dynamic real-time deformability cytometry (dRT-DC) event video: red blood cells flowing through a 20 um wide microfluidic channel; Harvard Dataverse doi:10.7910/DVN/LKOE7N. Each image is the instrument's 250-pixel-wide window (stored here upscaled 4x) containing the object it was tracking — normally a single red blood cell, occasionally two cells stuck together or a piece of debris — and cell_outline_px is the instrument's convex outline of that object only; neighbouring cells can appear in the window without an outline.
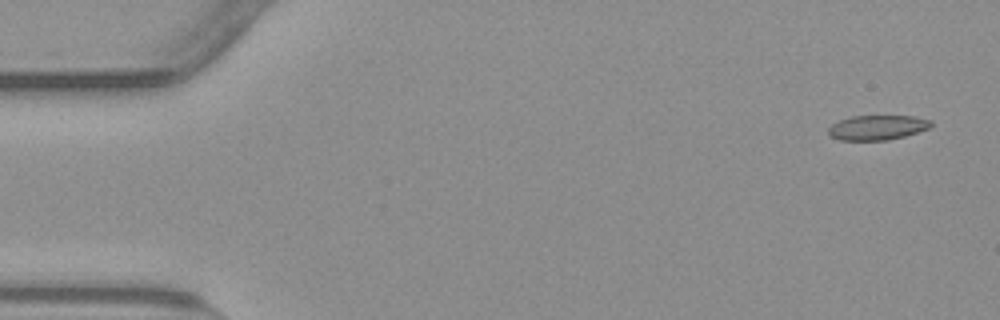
{"species": "common noctule bat (a hibernating species)", "species_latin": "Nyctalus noctula", "temperature_condition": "warm", "stored_images_in_passage": 55, "camera_frame_rate_fps": 3000, "um_per_image_px": 0.085, "animal": {"sex": "male", "body_mass_g": 23.1, "forearm_length_mm": 52.7}, "frame": {"image": 1, "passage_image": 3, "time_ms": 0.667, "image_size_px": [1000, 320], "cell_outline_px": [[932, 124], [928, 128], [904, 136], [888, 140], [840, 140], [832, 136], [828, 132], [828, 128], [832, 124], [848, 116], [912, 116], [932, 120]], "centroid_in_image_um": [74.56, 10.83], "position_along_channel_um": 10.4, "area_um2": 14.68}}
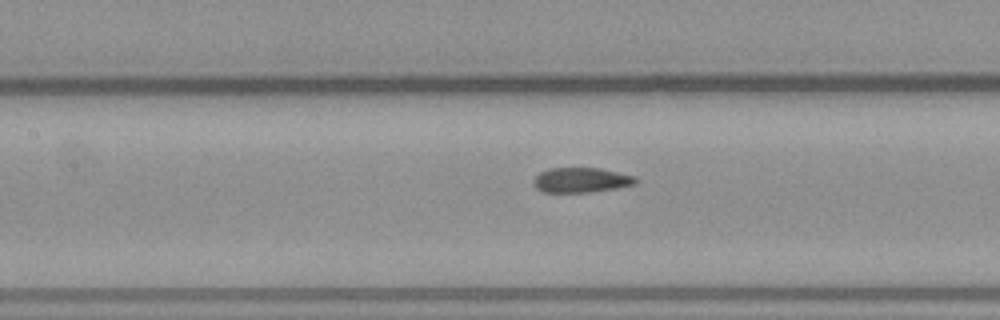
{"frame": {"image": 2, "passage_image": 25, "time_ms": 8.0, "image_size_px": [1000, 320], "cell_outline_px": [[640, 180], [636, 184], [616, 188], [588, 192], [544, 192], [536, 188], [532, 184], [532, 180], [540, 172], [548, 168], [600, 168], [636, 176]], "centroid_in_image_um": [49.41, 15.3], "position_along_channel_um": 158.0, "area_um2": 14.97}}
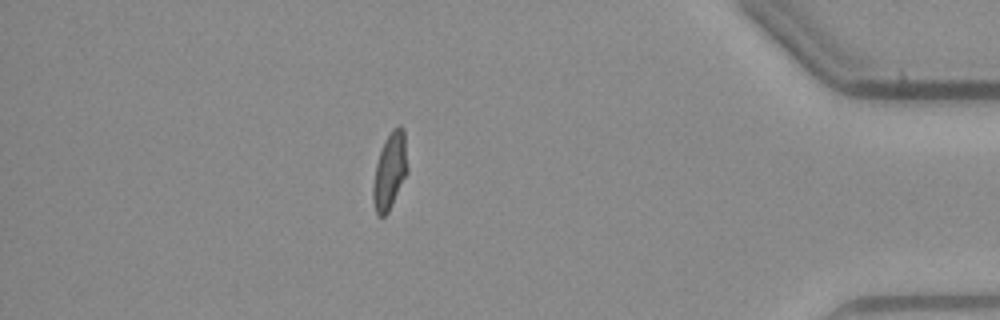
{"frame": {"image": 3, "passage_image": 48, "time_ms": 15.667, "image_size_px": [1000, 320], "cell_outline_px": [[408, 172], [388, 212], [384, 216], [380, 216], [376, 212], [372, 200], [372, 188], [376, 164], [384, 140], [392, 128], [400, 124], [404, 128], [408, 168]], "centroid_in_image_um": [33.14, 14.49], "position_along_channel_um": 402.1, "area_um2": 15.49}, "authors_computed_cell_mechanics": {"area_um2": 15.4326, "velocity_mm_per_s": 3.7979, "shape_relaxation_time_tau1_ms": 10.4754, "shape_relaxation_time_tau2_ms": 1.2967, "deformation_change_tau1": 0.2356, "deformation_change_tau2": 0.0561}}